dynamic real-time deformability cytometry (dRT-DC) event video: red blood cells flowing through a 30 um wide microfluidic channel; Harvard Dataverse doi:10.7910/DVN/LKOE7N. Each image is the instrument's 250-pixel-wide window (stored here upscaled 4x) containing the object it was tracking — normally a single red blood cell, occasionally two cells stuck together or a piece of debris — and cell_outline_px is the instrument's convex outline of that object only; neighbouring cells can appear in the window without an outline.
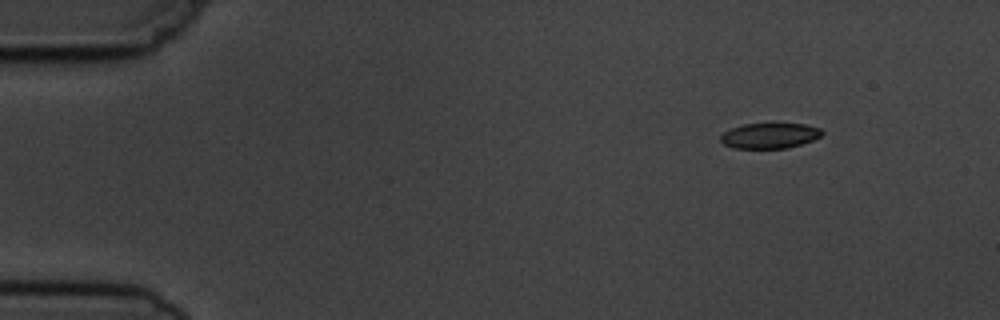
{"species": "common noctule bat (a hibernating species)", "species_latin": "Nyctalus noctula", "temperature_condition": "cold", "stored_images_in_passage": 6, "camera_frame_rate_fps": 3000, "um_per_image_px": 0.085, "animal": {"sex": "male", "body_mass_g": 19.5, "forearm_length_mm": 54.6}, "frame": {"image": 1, "passage_image": 1, "time_ms": 0.0, "image_size_px": [1000, 320], "cell_outline_px": [[824, 132], [820, 136], [812, 140], [788, 148], [736, 148], [724, 144], [720, 140], [720, 136], [724, 132], [732, 128], [744, 124], [772, 120], [776, 120], [804, 124], [820, 128]], "centroid_in_image_um": [65.45, 11.47], "position_along_channel_um": 19.6, "area_um2": 15.72}}
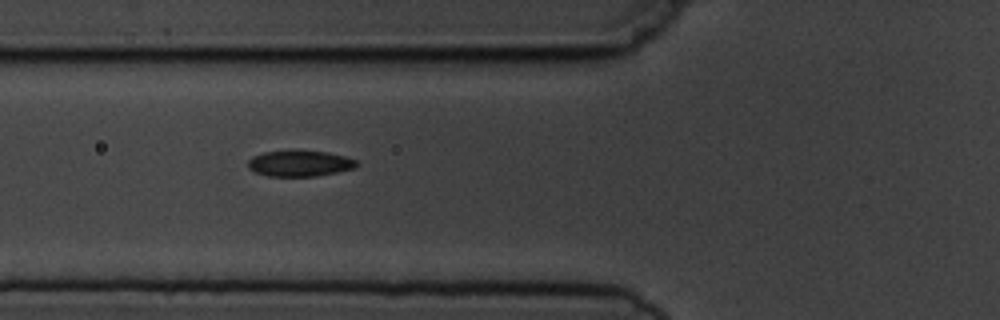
{"frame": {"image": 2, "passage_image": 5, "time_ms": 4.667, "image_size_px": [1000, 320], "cell_outline_px": [[356, 168], [316, 176], [268, 176], [256, 172], [248, 168], [248, 160], [252, 156], [264, 152], [292, 148], [296, 148], [328, 152], [344, 156], [356, 160]], "centroid_in_image_um": [25.44, 13.85], "position_along_channel_um": 100.4, "area_um2": 16.94}}
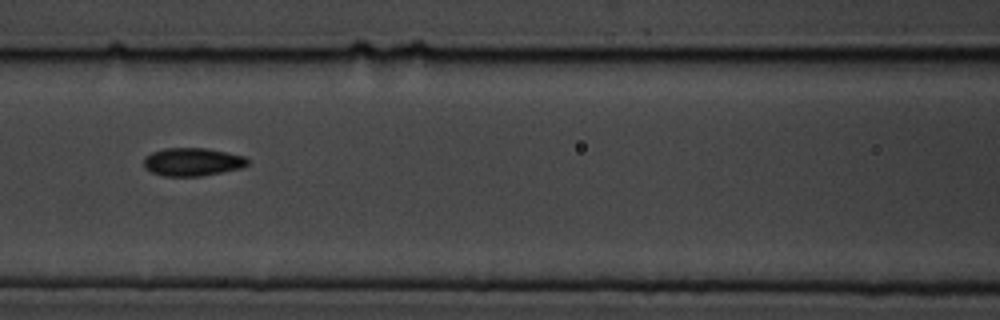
{"frame": {"image": 3, "passage_image": 6, "time_ms": 6.0, "image_size_px": [1000, 320], "cell_outline_px": [[248, 164], [240, 168], [200, 176], [164, 176], [152, 172], [144, 164], [144, 156], [152, 152], [164, 148], [204, 148], [244, 156], [248, 160]], "centroid_in_image_um": [16.33, 13.75], "position_along_channel_um": 150.3, "area_um2": 16.7}}